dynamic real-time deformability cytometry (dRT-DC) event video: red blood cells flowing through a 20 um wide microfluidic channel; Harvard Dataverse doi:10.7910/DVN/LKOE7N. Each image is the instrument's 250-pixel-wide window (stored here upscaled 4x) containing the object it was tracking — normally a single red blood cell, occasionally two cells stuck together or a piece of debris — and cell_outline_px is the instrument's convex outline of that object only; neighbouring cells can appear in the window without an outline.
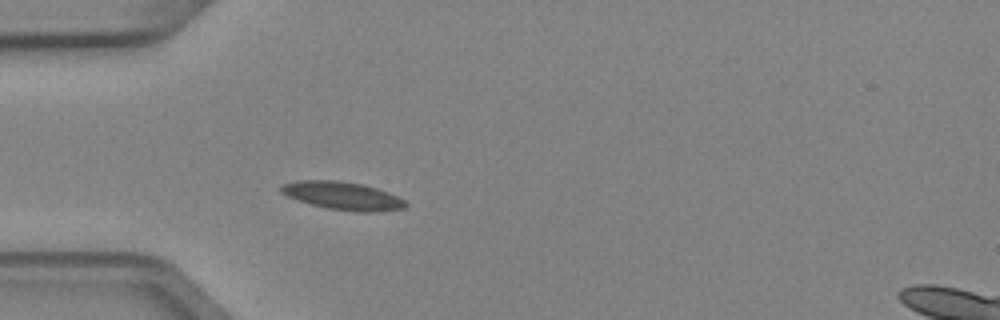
{"species": "Egyptian fruit bat (a non-hibernating species)", "species_latin": "Rousettus aegyptiacus", "temperature_condition": "cold", "stored_images_in_passage": 3, "camera_frame_rate_fps": 3000, "um_per_image_px": 0.085, "animal": {"sex": "female"}, "frame": {"image": 1, "passage_image": 3, "time_ms": 0.667, "image_size_px": [1000, 320], "cell_outline_px": [[408, 204], [404, 208], [372, 212], [356, 212], [328, 208], [312, 204], [288, 196], [280, 192], [280, 184], [300, 180], [336, 180], [360, 184], [376, 188], [388, 192], [404, 200]], "centroid_in_image_um": [29.11, 16.63], "position_along_channel_um": 55.9, "area_um2": 20.06}}